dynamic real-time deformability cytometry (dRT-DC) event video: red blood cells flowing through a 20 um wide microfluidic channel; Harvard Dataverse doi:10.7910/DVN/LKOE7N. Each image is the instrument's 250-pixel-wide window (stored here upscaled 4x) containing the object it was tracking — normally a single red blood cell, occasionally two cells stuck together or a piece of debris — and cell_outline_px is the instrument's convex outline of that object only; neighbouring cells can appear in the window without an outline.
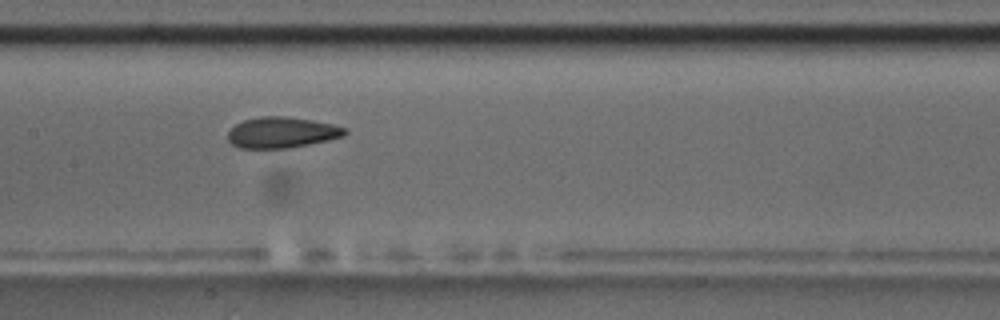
{"species": "common noctule bat (a hibernating species)", "species_latin": "Nyctalus noctula", "temperature_condition": "room temperature", "stored_images_in_passage": 11, "camera_frame_rate_fps": 3000, "um_per_image_px": 0.085, "animal": {"sex": "male", "body_mass_g": 17.5, "forearm_length_mm": 52.3}, "frame": {"image": 1, "passage_image": 8, "time_ms": 7.667, "image_size_px": [1000, 320], "cell_outline_px": [[348, 132], [344, 136], [328, 140], [288, 148], [240, 148], [232, 144], [228, 140], [228, 132], [236, 124], [244, 120], [260, 116], [288, 116], [312, 120], [332, 124], [348, 128]], "centroid_in_image_um": [23.97, 11.25], "position_along_channel_um": 183.4, "area_um2": 21.1}}